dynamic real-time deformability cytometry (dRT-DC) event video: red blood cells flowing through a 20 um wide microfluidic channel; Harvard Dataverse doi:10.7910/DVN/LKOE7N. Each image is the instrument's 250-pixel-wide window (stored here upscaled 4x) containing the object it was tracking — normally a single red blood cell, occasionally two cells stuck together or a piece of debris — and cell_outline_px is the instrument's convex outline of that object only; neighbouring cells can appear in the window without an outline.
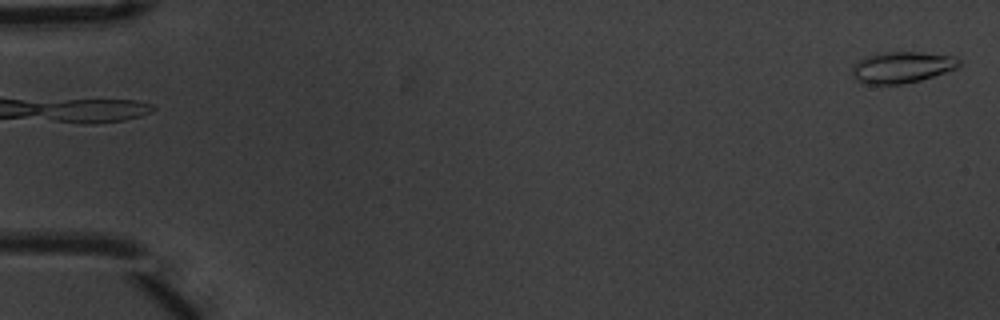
{"species": "common noctule bat (a hibernating species)", "species_latin": "Nyctalus noctula", "temperature_condition": "warm", "stored_images_in_passage": 5, "camera_frame_rate_fps": 3000, "um_per_image_px": 0.085, "animal": {"sex": "male", "body_mass_g": 20.1, "forearm_length_mm": 53.5}, "frame": {"image": 1, "passage_image": 5, "time_ms": 1.333, "image_size_px": [1000, 320], "cell_outline_px": [[960, 64], [956, 68], [920, 80], [904, 84], [868, 84], [856, 80], [852, 76], [852, 64], [868, 56], [884, 52], [920, 52], [952, 56], [960, 60]], "centroid_in_image_um": [76.63, 5.72], "position_along_channel_um": 8.4, "area_um2": 19.31}}